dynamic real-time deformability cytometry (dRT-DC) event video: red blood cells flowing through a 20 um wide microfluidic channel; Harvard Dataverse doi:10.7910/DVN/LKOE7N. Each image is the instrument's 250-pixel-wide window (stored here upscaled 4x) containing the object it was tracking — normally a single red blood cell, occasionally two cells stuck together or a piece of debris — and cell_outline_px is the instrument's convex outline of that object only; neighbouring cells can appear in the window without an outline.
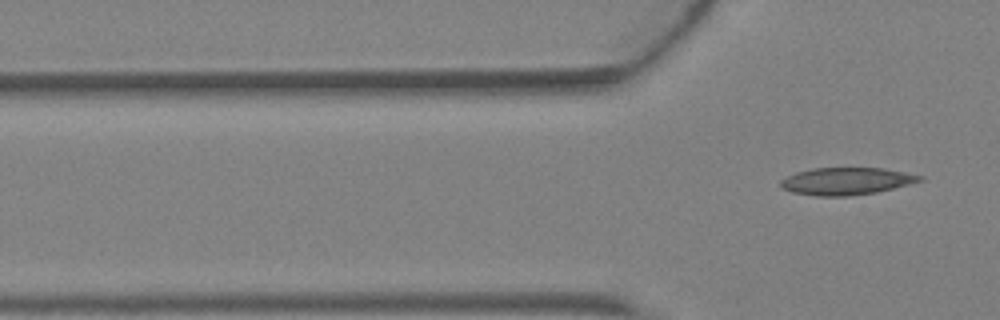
{"species": "Egyptian fruit bat (a non-hibernating species)", "species_latin": "Rousettus aegyptiacus", "temperature_condition": "warm", "stored_images_in_passage": 5, "camera_frame_rate_fps": 3000, "um_per_image_px": 0.085, "animal": {"sex": "female"}, "frame": {"image": 1, "passage_image": 5, "time_ms": 1.333, "image_size_px": [1000, 320], "cell_outline_px": [[924, 180], [876, 192], [852, 196], [816, 196], [792, 192], [784, 188], [780, 184], [780, 180], [796, 172], [812, 168], [884, 168], [924, 176]], "centroid_in_image_um": [71.94, 15.4], "position_along_channel_um": 53.9, "area_um2": 22.02}}